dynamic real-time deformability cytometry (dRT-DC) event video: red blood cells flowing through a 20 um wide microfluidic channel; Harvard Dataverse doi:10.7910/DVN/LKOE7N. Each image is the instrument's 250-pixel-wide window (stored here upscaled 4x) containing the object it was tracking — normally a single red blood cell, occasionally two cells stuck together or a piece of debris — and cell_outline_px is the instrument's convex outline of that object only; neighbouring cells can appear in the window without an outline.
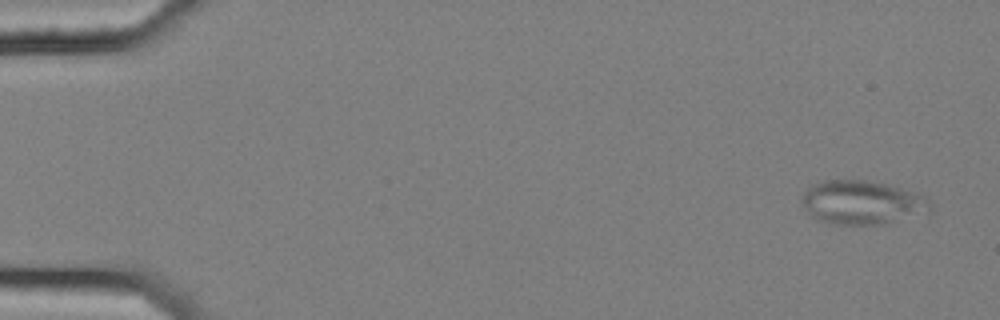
{"species": "common noctule bat (a hibernating species)", "species_latin": "Nyctalus noctula", "temperature_condition": "cold", "stored_images_in_passage": 5, "camera_frame_rate_fps": 3000, "um_per_image_px": 0.085, "animal": {"sex": "female", "body_mass_g": 25.1}, "frame": {"image": 1, "passage_image": 1, "time_ms": 0.0, "image_size_px": [1000, 320], "cell_outline_px": [[932, 212], [880, 224], [828, 224], [816, 220], [808, 216], [800, 200], [808, 184], [824, 180], [864, 180], [884, 184], [920, 192], [932, 204]], "centroid_in_image_um": [73.23, 17.21], "position_along_channel_um": 11.8, "area_um2": 33.41}}